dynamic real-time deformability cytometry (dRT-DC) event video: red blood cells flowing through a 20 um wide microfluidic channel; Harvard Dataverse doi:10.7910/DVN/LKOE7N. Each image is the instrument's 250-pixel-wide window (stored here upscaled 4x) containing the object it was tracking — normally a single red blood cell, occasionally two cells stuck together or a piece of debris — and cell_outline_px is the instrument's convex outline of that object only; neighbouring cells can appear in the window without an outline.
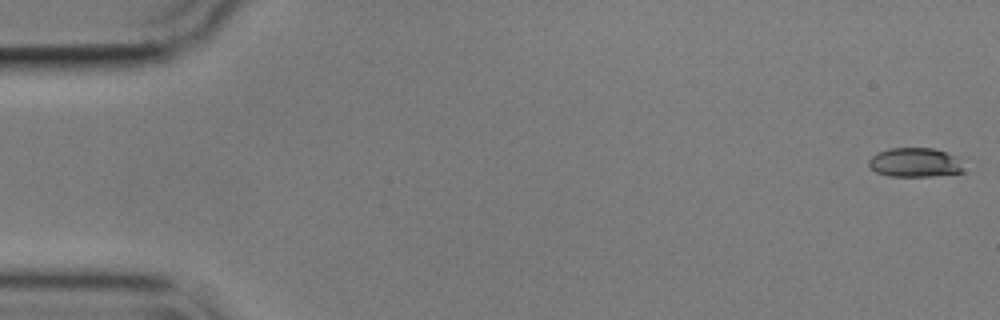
{"species": "common noctule bat (a hibernating species)", "species_latin": "Nyctalus noctula", "temperature_condition": "cold", "stored_images_in_passage": 55, "camera_frame_rate_fps": 3000, "um_per_image_px": 0.085, "animal": {"sex": "male", "body_mass_g": 17.9}, "frame": {"image": 1, "passage_image": 1, "time_ms": 0.0, "image_size_px": [1000, 320], "cell_outline_px": [[964, 172], [936, 176], [888, 176], [876, 172], [868, 164], [868, 160], [876, 152], [888, 148], [932, 148], [956, 156]], "centroid_in_image_um": [77.73, 13.81], "position_along_channel_um": 7.3, "area_um2": 16.13}}
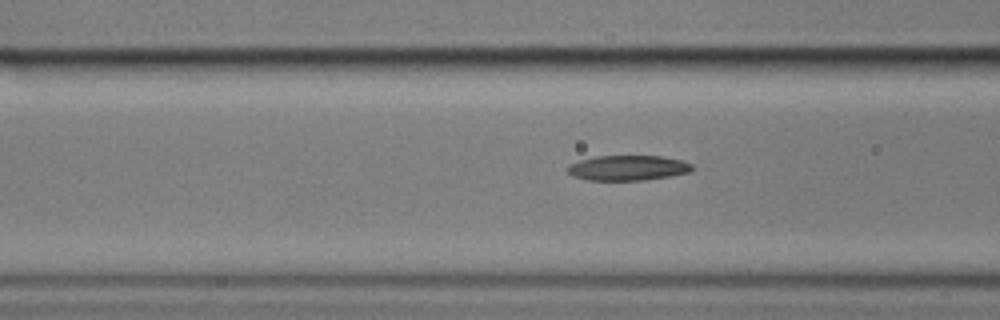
{"frame": {"image": 2, "passage_image": 21, "time_ms": 6.667, "image_size_px": [1000, 320], "cell_outline_px": [[696, 168], [692, 172], [672, 176], [648, 180], [588, 180], [572, 176], [568, 172], [568, 164], [580, 160], [596, 156], [660, 156], [680, 160], [692, 164]], "centroid_in_image_um": [53.41, 14.28], "position_along_channel_um": 113.2, "area_um2": 18.44}}
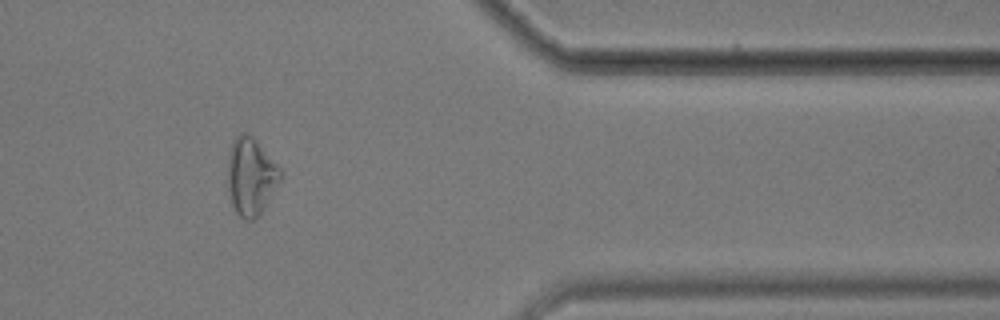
{"frame": {"image": 3, "passage_image": 46, "time_ms": 15.0, "image_size_px": [1000, 320], "cell_outline_px": [[280, 180], [260, 212], [252, 220], [244, 220], [236, 212], [232, 204], [228, 188], [228, 152], [232, 140], [240, 132], [244, 132], [252, 136], [256, 140], [280, 168]], "centroid_in_image_um": [21.28, 14.95], "position_along_channel_um": 390.1, "area_um2": 23.35}, "authors_computed_cell_mechanics": {"area_um2": 18.4382, "velocity_mm_per_s": 3.5727, "shape_relaxation_time_tau1_ms": 4.1066, "shape_relaxation_time_tau2_ms": 8.2087, "deformation_change_tau1": 0.1436, "deformation_change_tau2": 0.1875}}